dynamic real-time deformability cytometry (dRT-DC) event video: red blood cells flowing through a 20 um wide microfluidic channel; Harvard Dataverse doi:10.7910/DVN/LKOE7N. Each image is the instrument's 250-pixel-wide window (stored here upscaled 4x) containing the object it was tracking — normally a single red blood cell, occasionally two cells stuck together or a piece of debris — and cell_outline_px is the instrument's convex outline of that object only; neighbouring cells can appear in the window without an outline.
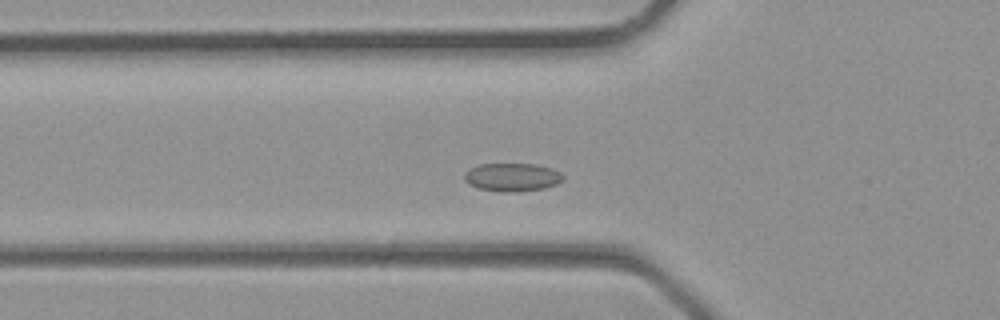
{"species": "common noctule bat (a hibernating species)", "species_latin": "Nyctalus noctula", "temperature_condition": "room temperature", "stored_images_in_passage": 30, "camera_frame_rate_fps": 3000, "um_per_image_px": 0.085, "animal": {"sex": "male", "body_mass_g": 23.1, "forearm_length_mm": 52.7}, "frame": {"image": 1, "passage_image": 7, "time_ms": 2.0, "image_size_px": [1000, 320], "cell_outline_px": [[564, 180], [556, 184], [544, 188], [516, 192], [500, 192], [480, 188], [468, 184], [464, 180], [464, 172], [468, 168], [480, 164], [536, 164], [552, 168], [560, 172], [564, 176]], "centroid_in_image_um": [43.53, 15.05], "position_along_channel_um": 82.3, "area_um2": 16.42}}
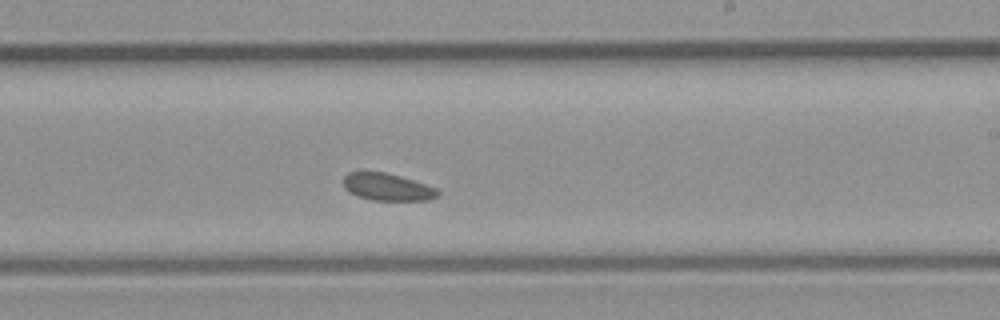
{"frame": {"image": 2, "passage_image": 16, "time_ms": 5.0, "image_size_px": [1000, 320], "cell_outline_px": [[440, 192], [436, 196], [428, 200], [372, 200], [356, 196], [344, 188], [344, 176], [348, 172], [384, 172], [400, 176], [436, 188]], "centroid_in_image_um": [32.89, 15.9], "position_along_channel_um": 256.1, "area_um2": 14.8}}
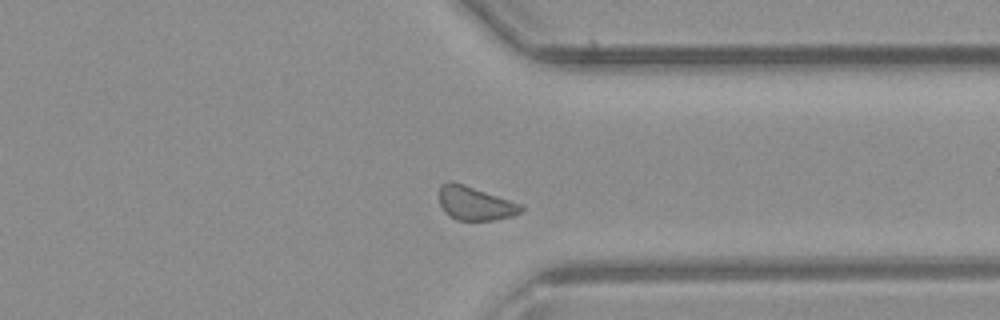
{"frame": {"image": 3, "passage_image": 22, "time_ms": 7.0, "image_size_px": [1000, 320], "cell_outline_px": [[524, 208], [520, 212], [512, 216], [492, 220], [456, 220], [444, 212], [440, 204], [440, 184], [448, 180], [452, 180], [464, 184], [520, 204]], "centroid_in_image_um": [40.33, 17.27], "position_along_channel_um": 371.1, "area_um2": 15.95}}